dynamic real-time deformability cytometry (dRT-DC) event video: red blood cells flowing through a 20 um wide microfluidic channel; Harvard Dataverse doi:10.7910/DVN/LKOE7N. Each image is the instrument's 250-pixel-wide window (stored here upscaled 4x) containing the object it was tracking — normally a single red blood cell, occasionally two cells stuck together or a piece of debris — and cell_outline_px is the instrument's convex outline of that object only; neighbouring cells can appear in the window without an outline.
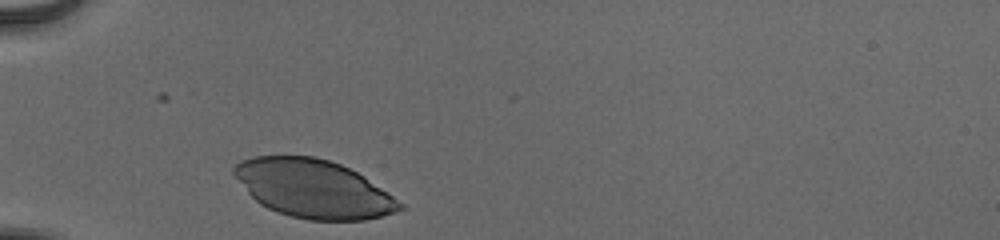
{"species": "human", "species_latin": "Homo sapiens", "temperature_condition": "cold", "stored_images_in_passage": 29, "camera_frame_rate_fps": 3000, "um_per_image_px": 0.085, "donor": {"sex": "male"}, "frame": {"image": 1, "passage_image": 1, "time_ms": 0.0, "image_size_px": [1000, 240], "cell_outline_px": [[404, 208], [380, 216], [364, 220], [308, 220], [276, 212], [260, 204], [248, 192], [232, 172], [232, 168], [240, 160], [252, 156], [312, 156], [328, 160], [340, 164], [364, 176], [404, 204]], "centroid_in_image_um": [26.62, 16.03], "position_along_channel_um": 58.4, "area_um2": 55.66}}
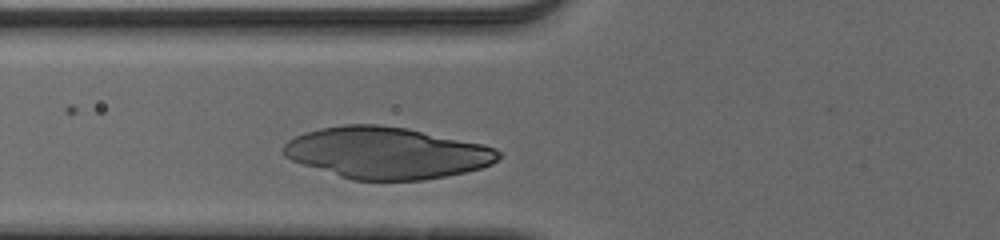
{"frame": {"image": 2, "passage_image": 5, "time_ms": 1.333, "image_size_px": [1000, 240], "cell_outline_px": [[504, 156], [492, 164], [480, 168], [464, 172], [424, 180], [352, 180], [292, 160], [284, 156], [280, 152], [284, 144], [288, 140], [304, 132], [320, 128], [344, 124], [376, 124], [408, 128], [484, 144], [496, 148]], "centroid_in_image_um": [32.89, 12.98], "position_along_channel_um": 92.9, "area_um2": 64.79}}